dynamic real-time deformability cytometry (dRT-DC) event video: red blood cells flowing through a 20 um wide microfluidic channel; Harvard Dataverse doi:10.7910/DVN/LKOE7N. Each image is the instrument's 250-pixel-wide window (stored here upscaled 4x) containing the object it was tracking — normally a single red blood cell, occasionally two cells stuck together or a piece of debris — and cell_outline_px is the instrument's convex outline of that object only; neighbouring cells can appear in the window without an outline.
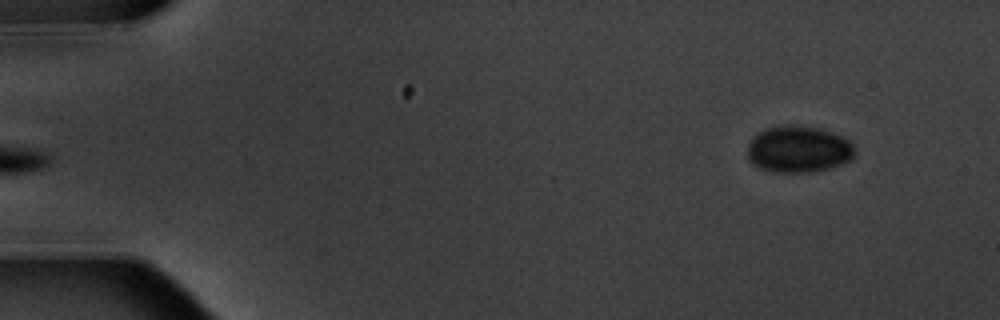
{"species": "common noctule bat (a hibernating species)", "species_latin": "Nyctalus noctula", "temperature_condition": "warm", "stored_images_in_passage": 7, "segment_of_instrument_passage": [2, 2], "camera_frame_rate_fps": 3000, "um_per_image_px": 0.085, "animal": {"sex": "male", "body_mass_g": 20.1, "forearm_length_mm": 53.5}, "frame": {"image": 1, "passage_image": 7, "time_ms": 7.0, "image_size_px": [1000, 320], "cell_outline_px": [[852, 156], [848, 160], [840, 164], [828, 168], [812, 172], [772, 172], [760, 168], [752, 164], [748, 160], [748, 144], [752, 136], [768, 128], [788, 124], [820, 128], [844, 136], [852, 144]], "centroid_in_image_um": [67.82, 12.68], "position_along_channel_um": 17.2, "area_um2": 29.07}}